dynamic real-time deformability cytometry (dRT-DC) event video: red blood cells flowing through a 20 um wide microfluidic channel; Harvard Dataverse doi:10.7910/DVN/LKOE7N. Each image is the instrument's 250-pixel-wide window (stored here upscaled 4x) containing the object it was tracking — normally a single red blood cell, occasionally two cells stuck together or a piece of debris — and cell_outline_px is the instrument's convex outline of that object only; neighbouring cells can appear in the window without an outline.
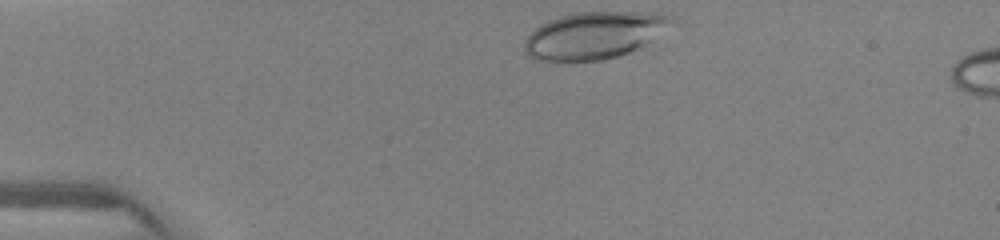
{"species": "human", "species_latin": "Homo sapiens", "temperature_condition": "warm", "stored_images_in_passage": 3, "camera_frame_rate_fps": 3000, "um_per_image_px": 0.085, "donor": {"sex": "female"}, "frame": {"image": 1, "passage_image": 1, "time_ms": 0.0, "image_size_px": [1000, 240], "cell_outline_px": [[668, 20], [644, 44], [628, 52], [604, 60], [536, 60], [528, 56], [524, 52], [524, 40], [536, 28], [548, 20], [560, 16], [576, 12], [648, 12], [668, 16]], "centroid_in_image_um": [50.31, 3.01], "position_along_channel_um": 34.7, "area_um2": 38.73}}